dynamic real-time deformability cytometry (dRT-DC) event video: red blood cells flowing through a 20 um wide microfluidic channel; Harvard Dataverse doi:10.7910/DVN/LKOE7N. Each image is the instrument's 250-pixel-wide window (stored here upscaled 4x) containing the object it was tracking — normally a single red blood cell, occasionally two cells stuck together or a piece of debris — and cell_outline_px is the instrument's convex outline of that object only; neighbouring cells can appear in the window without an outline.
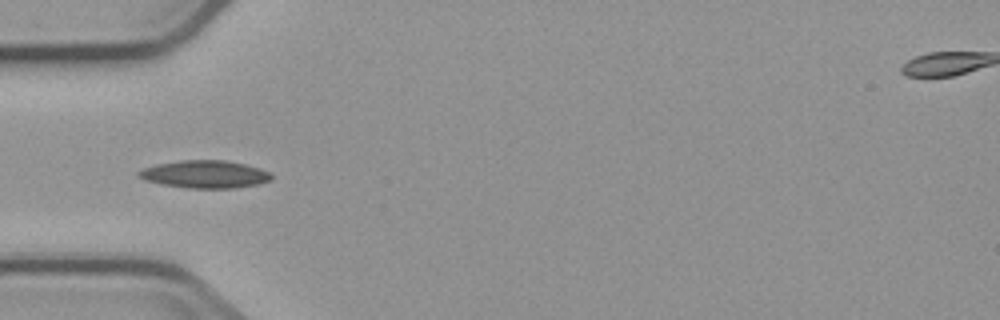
{"species": "common noctule bat (a hibernating species)", "species_latin": "Nyctalus noctula", "temperature_condition": "cold", "stored_images_in_passage": 8, "camera_frame_rate_fps": 3000, "um_per_image_px": 0.085, "animal": {"sex": "male", "body_mass_g": 23.1, "forearm_length_mm": 52.7}, "frame": {"image": 1, "passage_image": 6, "time_ms": 6.0, "image_size_px": [1000, 320], "cell_outline_px": [[272, 180], [260, 184], [236, 188], [188, 188], [164, 184], [144, 180], [136, 176], [136, 172], [144, 168], [156, 164], [180, 160], [228, 160], [260, 168], [268, 172], [272, 176]], "centroid_in_image_um": [17.42, 14.81], "position_along_channel_um": 67.6, "area_um2": 21.5}}
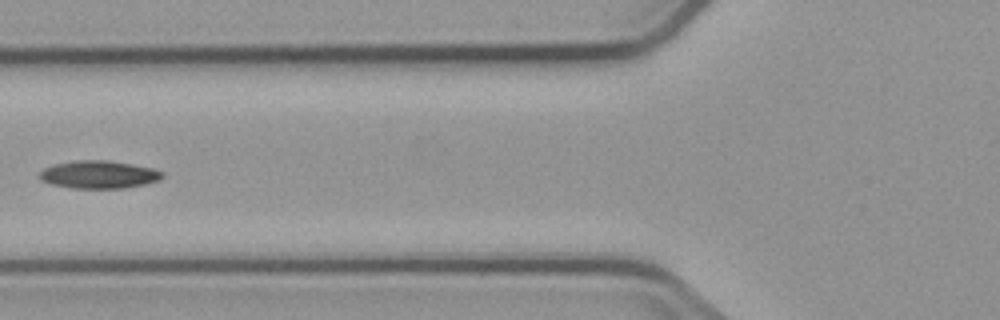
{"frame": {"image": 2, "passage_image": 7, "time_ms": 7.333, "image_size_px": [1000, 320], "cell_outline_px": [[164, 176], [160, 180], [144, 184], [124, 188], [72, 188], [48, 184], [40, 180], [36, 176], [44, 168], [56, 164], [76, 160], [108, 160], [132, 164], [152, 168], [164, 172]], "centroid_in_image_um": [8.37, 14.84], "position_along_channel_um": 117.4, "area_um2": 20.06}}
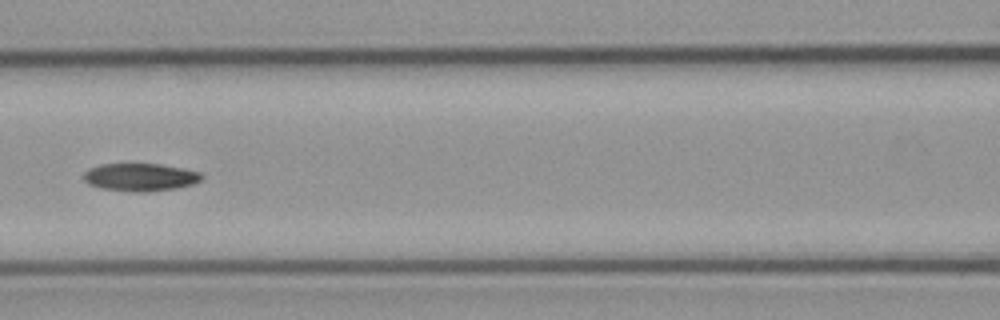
{"frame": {"image": 3, "passage_image": 8, "time_ms": 8.333, "image_size_px": [1000, 320], "cell_outline_px": [[204, 176], [200, 180], [192, 184], [176, 188], [148, 192], [132, 192], [100, 188], [88, 184], [84, 180], [84, 172], [88, 168], [100, 164], [160, 164], [184, 168], [200, 172]], "centroid_in_image_um": [11.91, 15.06], "position_along_channel_um": 154.7, "area_um2": 19.25}}